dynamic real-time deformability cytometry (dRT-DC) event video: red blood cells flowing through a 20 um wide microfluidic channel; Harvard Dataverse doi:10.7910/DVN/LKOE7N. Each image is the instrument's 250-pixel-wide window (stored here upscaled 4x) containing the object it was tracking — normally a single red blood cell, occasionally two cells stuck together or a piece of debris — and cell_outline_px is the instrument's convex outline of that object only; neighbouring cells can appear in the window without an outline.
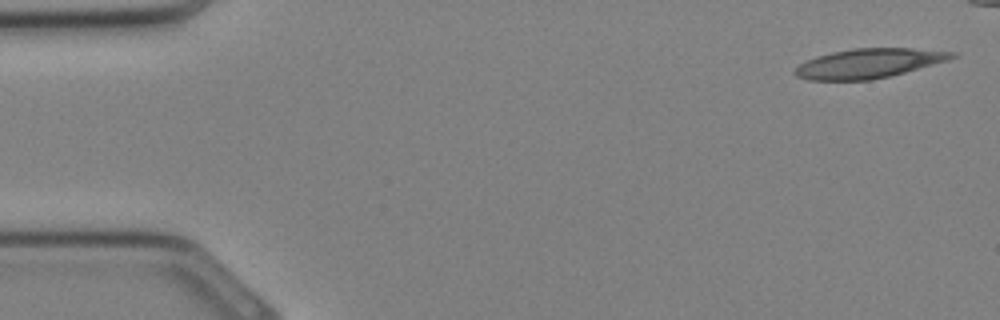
{"species": "Egyptian fruit bat (a non-hibernating species)", "species_latin": "Rousettus aegyptiacus", "temperature_condition": "cold", "stored_images_in_passage": 9, "camera_frame_rate_fps": 3000, "um_per_image_px": 0.085, "animal": {"sex": "female"}, "frame": {"image": 1, "passage_image": 1, "time_ms": 0.0, "image_size_px": [1000, 320], "cell_outline_px": [[956, 56], [944, 60], [904, 72], [888, 76], [868, 80], [808, 80], [796, 76], [792, 72], [800, 64], [816, 56], [832, 52], [852, 48], [912, 48], [956, 52]], "centroid_in_image_um": [73.76, 5.38], "position_along_channel_um": 11.2, "area_um2": 26.47}}